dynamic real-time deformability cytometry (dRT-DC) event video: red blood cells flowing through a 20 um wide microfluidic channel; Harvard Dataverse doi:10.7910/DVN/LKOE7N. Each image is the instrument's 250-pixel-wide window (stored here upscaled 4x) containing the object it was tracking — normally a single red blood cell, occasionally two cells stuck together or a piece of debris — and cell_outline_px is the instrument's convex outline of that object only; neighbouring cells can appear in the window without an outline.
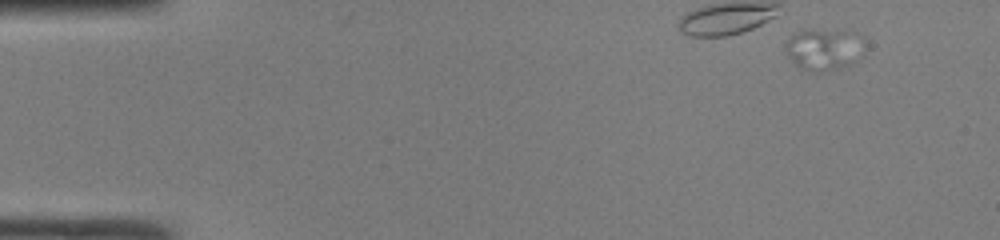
{"species": "common noctule bat (a hibernating species)", "species_latin": "Nyctalus noctula", "temperature_condition": "room temperature", "stored_images_in_passage": 3, "camera_frame_rate_fps": 3000, "um_per_image_px": 0.085, "animal": {"sex": "male", "body_mass_g": 19.0, "forearm_length_mm": 50.8}, "frame": {"image": 1, "passage_image": 1, "time_ms": 0.0, "image_size_px": [1000, 240], "cell_outline_px": [[868, 44], [864, 56], [852, 64], [836, 68], [816, 72], [812, 72], [796, 64], [788, 56], [784, 44], [796, 32], [812, 28], [852, 32], [864, 36]], "centroid_in_image_um": [70.15, 4.15], "position_along_channel_um": 14.8, "area_um2": 19.71}}